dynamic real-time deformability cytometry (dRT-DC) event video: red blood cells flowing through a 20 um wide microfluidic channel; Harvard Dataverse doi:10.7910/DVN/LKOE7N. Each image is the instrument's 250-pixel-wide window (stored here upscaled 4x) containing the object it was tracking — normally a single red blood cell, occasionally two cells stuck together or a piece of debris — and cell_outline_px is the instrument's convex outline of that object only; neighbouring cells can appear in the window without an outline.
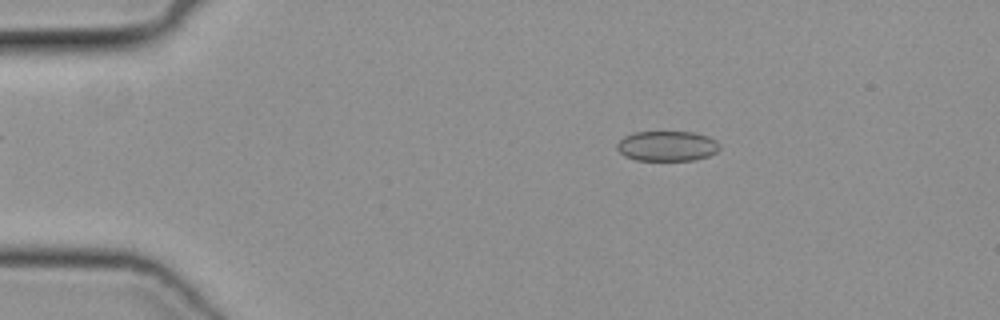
{"species": "common noctule bat (a hibernating species)", "species_latin": "Nyctalus noctula", "temperature_condition": "cold", "stored_images_in_passage": 46, "camera_frame_rate_fps": 3000, "um_per_image_px": 0.085, "animal": {"sex": "female", "body_mass_g": 19.3, "forearm_length_mm": 54.1}, "frame": {"image": 1, "passage_image": 6, "time_ms": 1.667, "image_size_px": [1000, 320], "cell_outline_px": [[720, 148], [716, 152], [708, 156], [692, 160], [636, 160], [624, 156], [616, 148], [616, 144], [624, 136], [632, 132], [692, 132], [708, 136], [716, 140], [720, 144]], "centroid_in_image_um": [56.69, 12.41], "position_along_channel_um": 28.3, "area_um2": 18.09}}
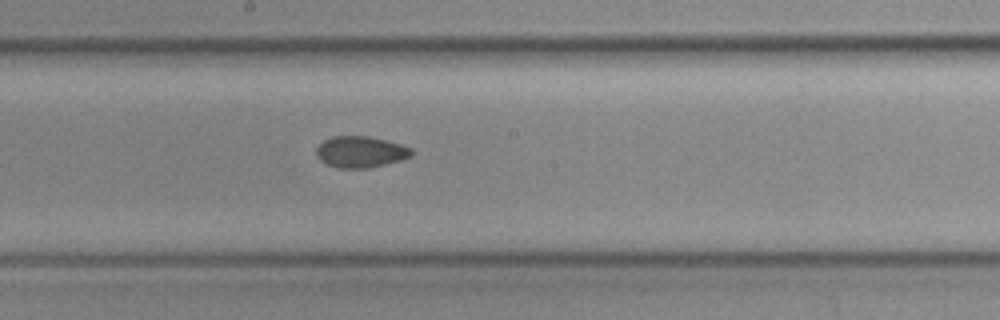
{"frame": {"image": 2, "passage_image": 24, "time_ms": 7.667, "image_size_px": [1000, 320], "cell_outline_px": [[412, 156], [400, 160], [368, 168], [340, 168], [328, 164], [320, 160], [316, 156], [316, 148], [324, 140], [332, 136], [368, 136], [400, 144], [412, 148]], "centroid_in_image_um": [30.63, 12.9], "position_along_channel_um": 217.6, "area_um2": 17.22}}
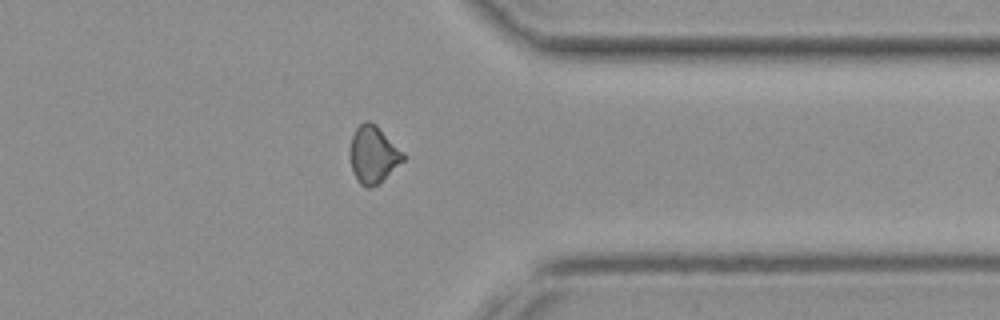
{"frame": {"image": 3, "passage_image": 36, "time_ms": 11.667, "image_size_px": [1000, 320], "cell_outline_px": [[404, 160], [380, 184], [368, 188], [360, 184], [356, 180], [352, 172], [348, 152], [352, 136], [356, 128], [360, 124], [368, 120], [376, 124], [404, 152]], "centroid_in_image_um": [31.71, 13.16], "position_along_channel_um": 379.7, "area_um2": 18.09}}